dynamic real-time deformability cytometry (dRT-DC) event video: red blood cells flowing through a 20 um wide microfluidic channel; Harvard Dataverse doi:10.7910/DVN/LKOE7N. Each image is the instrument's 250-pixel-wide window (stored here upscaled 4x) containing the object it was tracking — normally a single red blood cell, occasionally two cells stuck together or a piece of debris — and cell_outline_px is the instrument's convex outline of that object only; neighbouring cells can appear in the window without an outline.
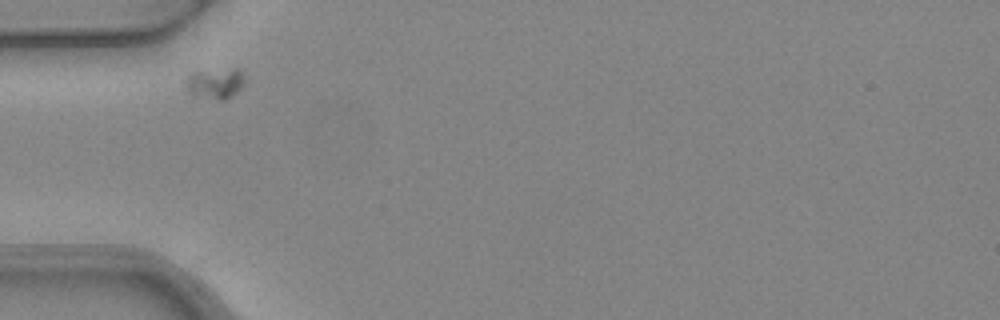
{"species": "common noctule bat (a hibernating species)", "species_latin": "Nyctalus noctula", "temperature_condition": "warm", "stored_images_in_passage": 4, "camera_frame_rate_fps": 3000, "um_per_image_px": 0.085, "animal": {"sex": "female", "body_mass_g": 24.6, "forearm_length_mm": 56.2}, "frame": {"image": 1, "passage_image": 1, "time_ms": 0.0, "image_size_px": [1000, 320], "cell_outline_px": [[244, 84], [232, 96], [224, 100], [220, 100], [192, 96], [188, 88], [188, 76], [192, 72], [236, 68], [244, 72]], "centroid_in_image_um": [18.34, 7.09], "position_along_channel_um": 66.7, "area_um2": 10.4}}